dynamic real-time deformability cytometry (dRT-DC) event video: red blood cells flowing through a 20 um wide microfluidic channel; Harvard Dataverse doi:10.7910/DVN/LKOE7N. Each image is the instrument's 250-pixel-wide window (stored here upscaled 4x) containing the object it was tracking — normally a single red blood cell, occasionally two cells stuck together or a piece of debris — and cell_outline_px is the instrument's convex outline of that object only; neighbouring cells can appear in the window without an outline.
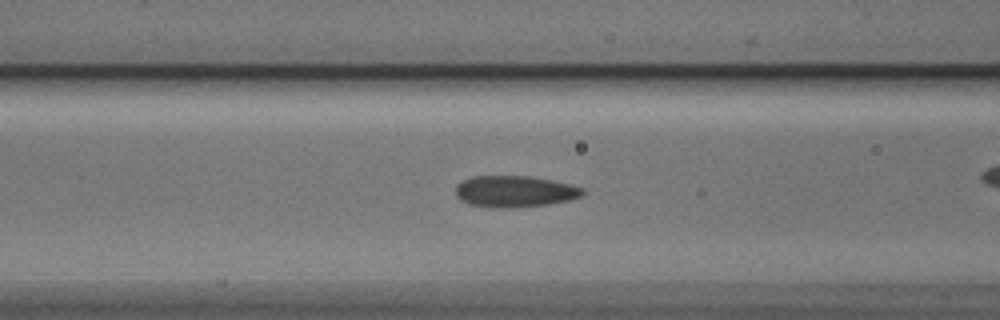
{"species": "Egyptian fruit bat (a non-hibernating species)", "species_latin": "Rousettus aegyptiacus", "temperature_condition": "cold", "stored_images_in_passage": 37, "camera_frame_rate_fps": 3000, "um_per_image_px": 0.085, "animal": {"sex": "male"}, "frame": {"image": 1, "passage_image": 15, "time_ms": 4.667, "image_size_px": [1000, 320], "cell_outline_px": [[588, 192], [580, 196], [568, 200], [548, 204], [508, 208], [488, 208], [468, 204], [460, 200], [456, 196], [456, 184], [472, 176], [528, 176], [552, 180], [584, 188]], "centroid_in_image_um": [43.72, 16.28], "position_along_channel_um": 122.9, "area_um2": 23.41}}
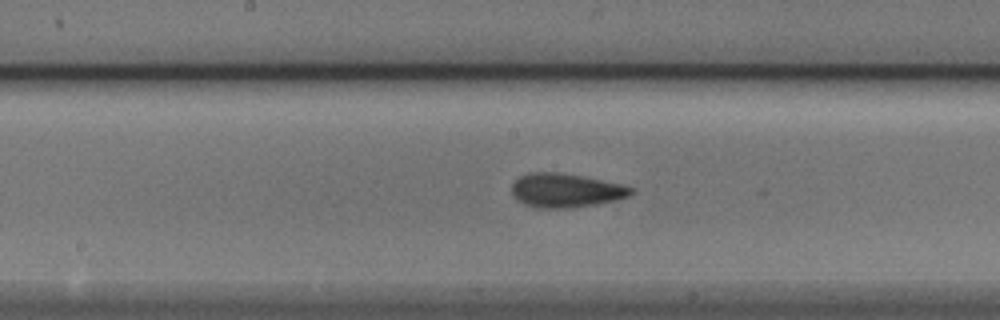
{"frame": {"image": 2, "passage_image": 21, "time_ms": 6.667, "image_size_px": [1000, 320], "cell_outline_px": [[636, 192], [628, 196], [596, 204], [572, 208], [536, 208], [524, 204], [512, 196], [512, 184], [520, 176], [528, 172], [556, 172], [580, 176], [620, 184], [636, 188]], "centroid_in_image_um": [48.06, 16.19], "position_along_channel_um": 200.1, "area_um2": 23.52}}
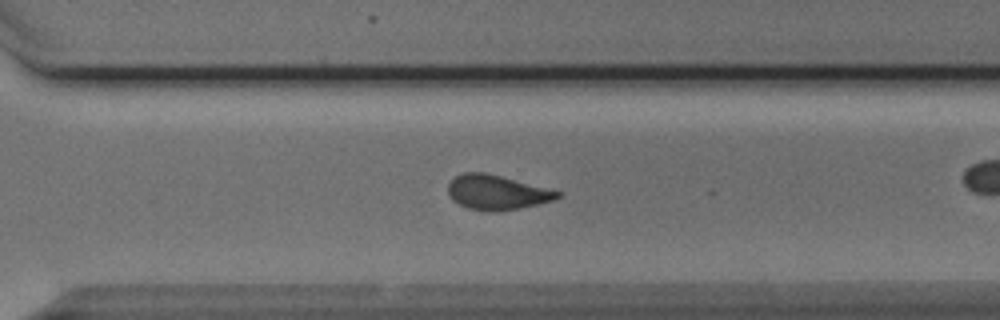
{"frame": {"image": 3, "passage_image": 31, "time_ms": 10.0, "image_size_px": [1000, 320], "cell_outline_px": [[560, 196], [556, 200], [520, 208], [500, 212], [492, 212], [468, 208], [452, 200], [448, 192], [448, 184], [456, 176], [464, 172], [484, 172], [500, 176], [560, 192]], "centroid_in_image_um": [42.21, 16.37], "position_along_channel_um": 328.4, "area_um2": 21.85}}